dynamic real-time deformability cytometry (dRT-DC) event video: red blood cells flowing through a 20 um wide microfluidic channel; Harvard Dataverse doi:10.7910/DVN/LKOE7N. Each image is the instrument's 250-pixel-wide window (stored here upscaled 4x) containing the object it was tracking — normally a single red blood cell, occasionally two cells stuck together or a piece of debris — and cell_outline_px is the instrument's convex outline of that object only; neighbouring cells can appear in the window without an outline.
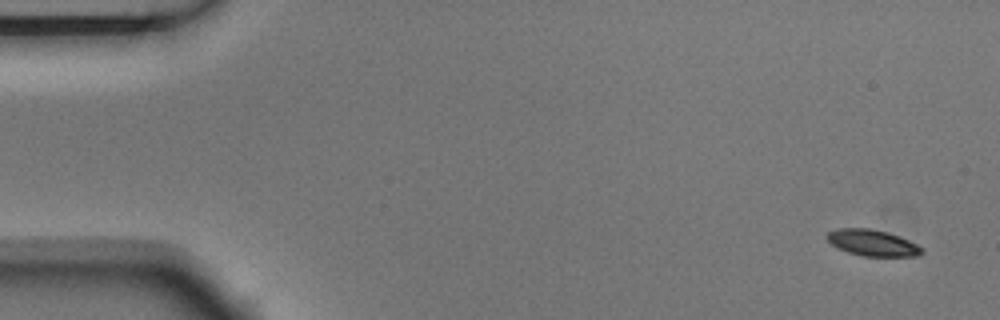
{"species": "Egyptian fruit bat (a non-hibernating species)", "species_latin": "Rousettus aegyptiacus", "temperature_condition": "room temperature", "stored_images_in_passage": 4, "camera_frame_rate_fps": 3000, "um_per_image_px": 0.085, "animal": {"sex": "male"}, "frame": {"image": 1, "passage_image": 1, "time_ms": 0.0, "image_size_px": [1000, 320], "cell_outline_px": [[924, 252], [916, 256], [864, 256], [848, 252], [836, 248], [824, 236], [828, 232], [836, 228], [872, 228], [908, 240], [924, 248]], "centroid_in_image_um": [74.12, 20.64], "position_along_channel_um": 10.9, "area_um2": 14.45}}
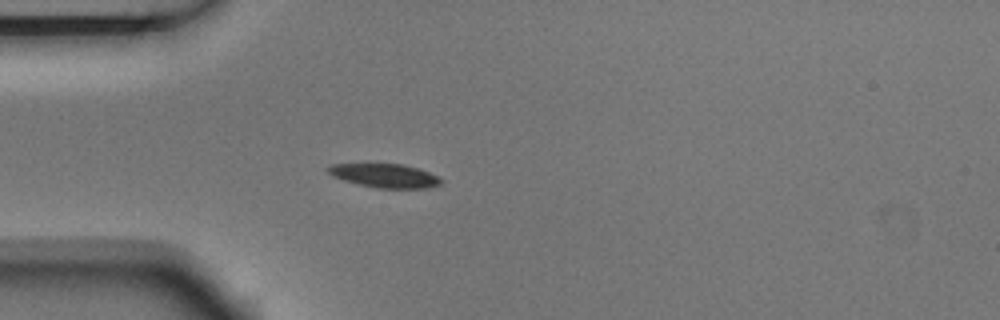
{"frame": {"image": 2, "passage_image": 4, "time_ms": 1.0, "image_size_px": [1000, 320], "cell_outline_px": [[444, 180], [440, 184], [428, 188], [376, 188], [344, 180], [332, 176], [324, 168], [332, 164], [404, 164], [428, 172]], "centroid_in_image_um": [32.69, 14.93], "position_along_channel_um": 52.3, "area_um2": 15.55}}